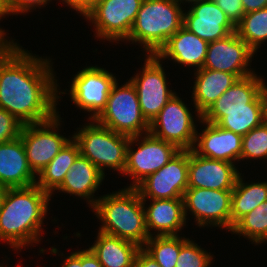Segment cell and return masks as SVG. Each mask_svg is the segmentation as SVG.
<instances>
[{"label": "cell", "mask_w": 267, "mask_h": 267, "mask_svg": "<svg viewBox=\"0 0 267 267\" xmlns=\"http://www.w3.org/2000/svg\"><path fill=\"white\" fill-rule=\"evenodd\" d=\"M49 62L17 43L0 53V107L23 125L47 121L58 113V84Z\"/></svg>", "instance_id": "cell-1"}, {"label": "cell", "mask_w": 267, "mask_h": 267, "mask_svg": "<svg viewBox=\"0 0 267 267\" xmlns=\"http://www.w3.org/2000/svg\"><path fill=\"white\" fill-rule=\"evenodd\" d=\"M50 197L36 184L7 188L0 210V240L16 249L39 242Z\"/></svg>", "instance_id": "cell-2"}, {"label": "cell", "mask_w": 267, "mask_h": 267, "mask_svg": "<svg viewBox=\"0 0 267 267\" xmlns=\"http://www.w3.org/2000/svg\"><path fill=\"white\" fill-rule=\"evenodd\" d=\"M144 203L138 191L130 187L98 198L92 208L103 223L99 231L143 247L150 238Z\"/></svg>", "instance_id": "cell-3"}, {"label": "cell", "mask_w": 267, "mask_h": 267, "mask_svg": "<svg viewBox=\"0 0 267 267\" xmlns=\"http://www.w3.org/2000/svg\"><path fill=\"white\" fill-rule=\"evenodd\" d=\"M183 26V11L175 0H143L126 40L138 42L156 55Z\"/></svg>", "instance_id": "cell-4"}, {"label": "cell", "mask_w": 267, "mask_h": 267, "mask_svg": "<svg viewBox=\"0 0 267 267\" xmlns=\"http://www.w3.org/2000/svg\"><path fill=\"white\" fill-rule=\"evenodd\" d=\"M91 121H93L92 124L84 126L72 137L79 145L80 154L103 174V167L119 170L120 173L124 172L130 137L101 126L94 120Z\"/></svg>", "instance_id": "cell-5"}, {"label": "cell", "mask_w": 267, "mask_h": 267, "mask_svg": "<svg viewBox=\"0 0 267 267\" xmlns=\"http://www.w3.org/2000/svg\"><path fill=\"white\" fill-rule=\"evenodd\" d=\"M117 84H113L105 109L94 121L129 137L149 133L150 123L142 114L134 85L128 81L118 88Z\"/></svg>", "instance_id": "cell-6"}, {"label": "cell", "mask_w": 267, "mask_h": 267, "mask_svg": "<svg viewBox=\"0 0 267 267\" xmlns=\"http://www.w3.org/2000/svg\"><path fill=\"white\" fill-rule=\"evenodd\" d=\"M143 0H98L83 15L96 27V37L127 39Z\"/></svg>", "instance_id": "cell-7"}, {"label": "cell", "mask_w": 267, "mask_h": 267, "mask_svg": "<svg viewBox=\"0 0 267 267\" xmlns=\"http://www.w3.org/2000/svg\"><path fill=\"white\" fill-rule=\"evenodd\" d=\"M192 114L176 94L150 123L149 133L175 145L179 150L193 149L196 126Z\"/></svg>", "instance_id": "cell-8"}, {"label": "cell", "mask_w": 267, "mask_h": 267, "mask_svg": "<svg viewBox=\"0 0 267 267\" xmlns=\"http://www.w3.org/2000/svg\"><path fill=\"white\" fill-rule=\"evenodd\" d=\"M59 125V115L56 114L47 121L26 124L21 128L20 137L25 147L27 161L37 176L70 140L54 131Z\"/></svg>", "instance_id": "cell-9"}, {"label": "cell", "mask_w": 267, "mask_h": 267, "mask_svg": "<svg viewBox=\"0 0 267 267\" xmlns=\"http://www.w3.org/2000/svg\"><path fill=\"white\" fill-rule=\"evenodd\" d=\"M145 135L143 141L141 140L142 143L138 139L139 136H134L130 137L127 145L126 167L123 174L130 175L135 181L130 188H135L146 177L157 172L180 151L175 145L150 133ZM135 141H139L136 151L130 147Z\"/></svg>", "instance_id": "cell-10"}, {"label": "cell", "mask_w": 267, "mask_h": 267, "mask_svg": "<svg viewBox=\"0 0 267 267\" xmlns=\"http://www.w3.org/2000/svg\"><path fill=\"white\" fill-rule=\"evenodd\" d=\"M189 150H180L157 172L146 177L135 189L143 201L182 198L188 188Z\"/></svg>", "instance_id": "cell-11"}, {"label": "cell", "mask_w": 267, "mask_h": 267, "mask_svg": "<svg viewBox=\"0 0 267 267\" xmlns=\"http://www.w3.org/2000/svg\"><path fill=\"white\" fill-rule=\"evenodd\" d=\"M184 215L195 216L198 226H221L231 231L232 191L187 188L183 195Z\"/></svg>", "instance_id": "cell-12"}, {"label": "cell", "mask_w": 267, "mask_h": 267, "mask_svg": "<svg viewBox=\"0 0 267 267\" xmlns=\"http://www.w3.org/2000/svg\"><path fill=\"white\" fill-rule=\"evenodd\" d=\"M142 74L132 77L143 116L151 123L165 104L176 94L167 88L165 72L156 55H146Z\"/></svg>", "instance_id": "cell-13"}, {"label": "cell", "mask_w": 267, "mask_h": 267, "mask_svg": "<svg viewBox=\"0 0 267 267\" xmlns=\"http://www.w3.org/2000/svg\"><path fill=\"white\" fill-rule=\"evenodd\" d=\"M115 82V76L104 68H84L72 80L71 99L81 109L93 112L89 119L95 120L105 109Z\"/></svg>", "instance_id": "cell-14"}, {"label": "cell", "mask_w": 267, "mask_h": 267, "mask_svg": "<svg viewBox=\"0 0 267 267\" xmlns=\"http://www.w3.org/2000/svg\"><path fill=\"white\" fill-rule=\"evenodd\" d=\"M264 83L255 73L238 79L201 115V120L216 124L224 111L264 110L261 96Z\"/></svg>", "instance_id": "cell-15"}, {"label": "cell", "mask_w": 267, "mask_h": 267, "mask_svg": "<svg viewBox=\"0 0 267 267\" xmlns=\"http://www.w3.org/2000/svg\"><path fill=\"white\" fill-rule=\"evenodd\" d=\"M255 52L236 32L209 42L203 68L235 74L239 79L253 73L247 66Z\"/></svg>", "instance_id": "cell-16"}, {"label": "cell", "mask_w": 267, "mask_h": 267, "mask_svg": "<svg viewBox=\"0 0 267 267\" xmlns=\"http://www.w3.org/2000/svg\"><path fill=\"white\" fill-rule=\"evenodd\" d=\"M238 172L231 162L199 156L189 150L188 188L232 191Z\"/></svg>", "instance_id": "cell-17"}, {"label": "cell", "mask_w": 267, "mask_h": 267, "mask_svg": "<svg viewBox=\"0 0 267 267\" xmlns=\"http://www.w3.org/2000/svg\"><path fill=\"white\" fill-rule=\"evenodd\" d=\"M183 13V27L209 42L236 32V26L212 0H201Z\"/></svg>", "instance_id": "cell-18"}, {"label": "cell", "mask_w": 267, "mask_h": 267, "mask_svg": "<svg viewBox=\"0 0 267 267\" xmlns=\"http://www.w3.org/2000/svg\"><path fill=\"white\" fill-rule=\"evenodd\" d=\"M205 123L207 126L201 134H196L193 151L199 156L231 162L241 159L242 137L232 131L223 129L217 124Z\"/></svg>", "instance_id": "cell-19"}, {"label": "cell", "mask_w": 267, "mask_h": 267, "mask_svg": "<svg viewBox=\"0 0 267 267\" xmlns=\"http://www.w3.org/2000/svg\"><path fill=\"white\" fill-rule=\"evenodd\" d=\"M35 177L20 136L0 143V185L7 188L29 187L36 184Z\"/></svg>", "instance_id": "cell-20"}, {"label": "cell", "mask_w": 267, "mask_h": 267, "mask_svg": "<svg viewBox=\"0 0 267 267\" xmlns=\"http://www.w3.org/2000/svg\"><path fill=\"white\" fill-rule=\"evenodd\" d=\"M208 44L207 41L182 26L167 40L156 56L160 60L171 57L177 63L195 66L198 67L197 70H200L206 59Z\"/></svg>", "instance_id": "cell-21"}, {"label": "cell", "mask_w": 267, "mask_h": 267, "mask_svg": "<svg viewBox=\"0 0 267 267\" xmlns=\"http://www.w3.org/2000/svg\"><path fill=\"white\" fill-rule=\"evenodd\" d=\"M152 203L145 210L146 227L149 230L156 229L158 236L177 235V232L185 225L183 198L152 199Z\"/></svg>", "instance_id": "cell-22"}, {"label": "cell", "mask_w": 267, "mask_h": 267, "mask_svg": "<svg viewBox=\"0 0 267 267\" xmlns=\"http://www.w3.org/2000/svg\"><path fill=\"white\" fill-rule=\"evenodd\" d=\"M193 100L198 117L201 115L239 78L232 73L201 68L195 72Z\"/></svg>", "instance_id": "cell-23"}, {"label": "cell", "mask_w": 267, "mask_h": 267, "mask_svg": "<svg viewBox=\"0 0 267 267\" xmlns=\"http://www.w3.org/2000/svg\"><path fill=\"white\" fill-rule=\"evenodd\" d=\"M104 175L92 162L79 154L57 190L90 199L88 203L93 207L98 200H94L93 193L100 186Z\"/></svg>", "instance_id": "cell-24"}, {"label": "cell", "mask_w": 267, "mask_h": 267, "mask_svg": "<svg viewBox=\"0 0 267 267\" xmlns=\"http://www.w3.org/2000/svg\"><path fill=\"white\" fill-rule=\"evenodd\" d=\"M90 249L103 267H134L141 247L132 241L99 231L97 240Z\"/></svg>", "instance_id": "cell-25"}, {"label": "cell", "mask_w": 267, "mask_h": 267, "mask_svg": "<svg viewBox=\"0 0 267 267\" xmlns=\"http://www.w3.org/2000/svg\"><path fill=\"white\" fill-rule=\"evenodd\" d=\"M80 154L78 143L72 138L39 174L36 185L50 196L63 183L73 162Z\"/></svg>", "instance_id": "cell-26"}, {"label": "cell", "mask_w": 267, "mask_h": 267, "mask_svg": "<svg viewBox=\"0 0 267 267\" xmlns=\"http://www.w3.org/2000/svg\"><path fill=\"white\" fill-rule=\"evenodd\" d=\"M239 174L232 190L231 230L246 214L267 200V182L245 184Z\"/></svg>", "instance_id": "cell-27"}, {"label": "cell", "mask_w": 267, "mask_h": 267, "mask_svg": "<svg viewBox=\"0 0 267 267\" xmlns=\"http://www.w3.org/2000/svg\"><path fill=\"white\" fill-rule=\"evenodd\" d=\"M178 235L151 236L142 249L151 256L160 267H175L181 246L187 241Z\"/></svg>", "instance_id": "cell-28"}, {"label": "cell", "mask_w": 267, "mask_h": 267, "mask_svg": "<svg viewBox=\"0 0 267 267\" xmlns=\"http://www.w3.org/2000/svg\"><path fill=\"white\" fill-rule=\"evenodd\" d=\"M238 36L256 52L261 42L267 40V7L245 13L236 25Z\"/></svg>", "instance_id": "cell-29"}, {"label": "cell", "mask_w": 267, "mask_h": 267, "mask_svg": "<svg viewBox=\"0 0 267 267\" xmlns=\"http://www.w3.org/2000/svg\"><path fill=\"white\" fill-rule=\"evenodd\" d=\"M231 232L242 234L255 244L267 241V200L242 217Z\"/></svg>", "instance_id": "cell-30"}, {"label": "cell", "mask_w": 267, "mask_h": 267, "mask_svg": "<svg viewBox=\"0 0 267 267\" xmlns=\"http://www.w3.org/2000/svg\"><path fill=\"white\" fill-rule=\"evenodd\" d=\"M264 122V110L224 111L216 123L219 127L244 136Z\"/></svg>", "instance_id": "cell-31"}, {"label": "cell", "mask_w": 267, "mask_h": 267, "mask_svg": "<svg viewBox=\"0 0 267 267\" xmlns=\"http://www.w3.org/2000/svg\"><path fill=\"white\" fill-rule=\"evenodd\" d=\"M267 159V123L263 122L242 137L241 159Z\"/></svg>", "instance_id": "cell-32"}, {"label": "cell", "mask_w": 267, "mask_h": 267, "mask_svg": "<svg viewBox=\"0 0 267 267\" xmlns=\"http://www.w3.org/2000/svg\"><path fill=\"white\" fill-rule=\"evenodd\" d=\"M177 259L175 267H208L213 258L188 239L181 246Z\"/></svg>", "instance_id": "cell-33"}, {"label": "cell", "mask_w": 267, "mask_h": 267, "mask_svg": "<svg viewBox=\"0 0 267 267\" xmlns=\"http://www.w3.org/2000/svg\"><path fill=\"white\" fill-rule=\"evenodd\" d=\"M21 124L11 113L0 107V143L12 141L20 136Z\"/></svg>", "instance_id": "cell-34"}, {"label": "cell", "mask_w": 267, "mask_h": 267, "mask_svg": "<svg viewBox=\"0 0 267 267\" xmlns=\"http://www.w3.org/2000/svg\"><path fill=\"white\" fill-rule=\"evenodd\" d=\"M236 26L244 16L241 0H212Z\"/></svg>", "instance_id": "cell-35"}, {"label": "cell", "mask_w": 267, "mask_h": 267, "mask_svg": "<svg viewBox=\"0 0 267 267\" xmlns=\"http://www.w3.org/2000/svg\"><path fill=\"white\" fill-rule=\"evenodd\" d=\"M48 1L50 0H5V5L8 14H17L28 12V10L33 8V6L44 5L47 4Z\"/></svg>", "instance_id": "cell-36"}, {"label": "cell", "mask_w": 267, "mask_h": 267, "mask_svg": "<svg viewBox=\"0 0 267 267\" xmlns=\"http://www.w3.org/2000/svg\"><path fill=\"white\" fill-rule=\"evenodd\" d=\"M134 267H160V266L141 247V249L138 251L136 255Z\"/></svg>", "instance_id": "cell-37"}, {"label": "cell", "mask_w": 267, "mask_h": 267, "mask_svg": "<svg viewBox=\"0 0 267 267\" xmlns=\"http://www.w3.org/2000/svg\"><path fill=\"white\" fill-rule=\"evenodd\" d=\"M81 267H103V266L99 263L97 256L89 248L81 251Z\"/></svg>", "instance_id": "cell-38"}, {"label": "cell", "mask_w": 267, "mask_h": 267, "mask_svg": "<svg viewBox=\"0 0 267 267\" xmlns=\"http://www.w3.org/2000/svg\"><path fill=\"white\" fill-rule=\"evenodd\" d=\"M67 5L71 6L76 11H79L81 14H85L93 5L94 2L98 0H62Z\"/></svg>", "instance_id": "cell-39"}, {"label": "cell", "mask_w": 267, "mask_h": 267, "mask_svg": "<svg viewBox=\"0 0 267 267\" xmlns=\"http://www.w3.org/2000/svg\"><path fill=\"white\" fill-rule=\"evenodd\" d=\"M244 13L255 12L267 7V0H241Z\"/></svg>", "instance_id": "cell-40"}, {"label": "cell", "mask_w": 267, "mask_h": 267, "mask_svg": "<svg viewBox=\"0 0 267 267\" xmlns=\"http://www.w3.org/2000/svg\"><path fill=\"white\" fill-rule=\"evenodd\" d=\"M62 267H81V251L73 252L64 260Z\"/></svg>", "instance_id": "cell-41"}, {"label": "cell", "mask_w": 267, "mask_h": 267, "mask_svg": "<svg viewBox=\"0 0 267 267\" xmlns=\"http://www.w3.org/2000/svg\"><path fill=\"white\" fill-rule=\"evenodd\" d=\"M261 96L263 98L264 103V122L267 123V85H265V83L261 90Z\"/></svg>", "instance_id": "cell-42"}, {"label": "cell", "mask_w": 267, "mask_h": 267, "mask_svg": "<svg viewBox=\"0 0 267 267\" xmlns=\"http://www.w3.org/2000/svg\"><path fill=\"white\" fill-rule=\"evenodd\" d=\"M7 9H6V5H5V0H0V19L1 17H3L4 15H7ZM4 31L0 29V35L4 38Z\"/></svg>", "instance_id": "cell-43"}, {"label": "cell", "mask_w": 267, "mask_h": 267, "mask_svg": "<svg viewBox=\"0 0 267 267\" xmlns=\"http://www.w3.org/2000/svg\"><path fill=\"white\" fill-rule=\"evenodd\" d=\"M7 192V187L0 185V210L2 207V203Z\"/></svg>", "instance_id": "cell-44"}, {"label": "cell", "mask_w": 267, "mask_h": 267, "mask_svg": "<svg viewBox=\"0 0 267 267\" xmlns=\"http://www.w3.org/2000/svg\"><path fill=\"white\" fill-rule=\"evenodd\" d=\"M13 40L12 42H8L7 40L6 41H0V53L5 49V47L8 45V44H13Z\"/></svg>", "instance_id": "cell-45"}, {"label": "cell", "mask_w": 267, "mask_h": 267, "mask_svg": "<svg viewBox=\"0 0 267 267\" xmlns=\"http://www.w3.org/2000/svg\"><path fill=\"white\" fill-rule=\"evenodd\" d=\"M175 1L178 3L180 2V4H181V2L184 0H175ZM185 1L193 3V2H197V1H201V0H185Z\"/></svg>", "instance_id": "cell-46"}, {"label": "cell", "mask_w": 267, "mask_h": 267, "mask_svg": "<svg viewBox=\"0 0 267 267\" xmlns=\"http://www.w3.org/2000/svg\"><path fill=\"white\" fill-rule=\"evenodd\" d=\"M6 39L3 38L1 35H0V41H5Z\"/></svg>", "instance_id": "cell-47"}]
</instances>
